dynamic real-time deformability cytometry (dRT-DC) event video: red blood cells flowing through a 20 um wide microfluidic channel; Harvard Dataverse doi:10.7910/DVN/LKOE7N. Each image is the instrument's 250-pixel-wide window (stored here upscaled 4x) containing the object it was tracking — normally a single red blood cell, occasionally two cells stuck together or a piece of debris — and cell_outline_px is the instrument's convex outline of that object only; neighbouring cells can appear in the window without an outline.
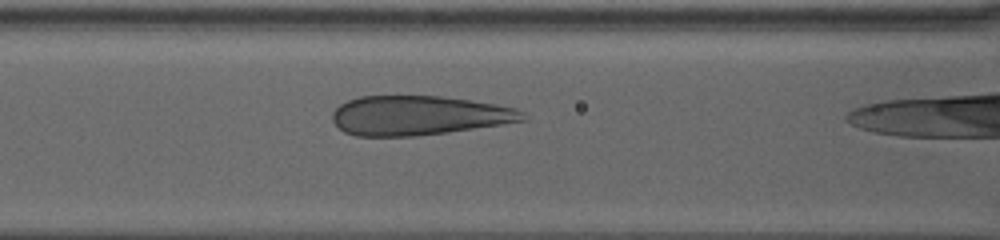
{"species": "human", "species_latin": "Homo sapiens", "temperature_condition": "warm", "stored_images_in_passage": 37, "camera_frame_rate_fps": 3000, "um_per_image_px": 0.085, "donor": {"sex": "female"}, "frame": {"image": 1, "passage_image": 6, "time_ms": 1.667, "image_size_px": [1000, 240], "cell_outline_px": [[512, 120], [492, 124], [440, 132], [400, 136], [364, 136], [348, 132], [340, 128], [336, 124], [336, 108], [352, 100], [364, 96], [432, 96], [464, 100], [488, 104], [508, 108]], "centroid_in_image_um": [35.26, 9.8], "position_along_channel_um": 131.3, "area_um2": 39.82}}
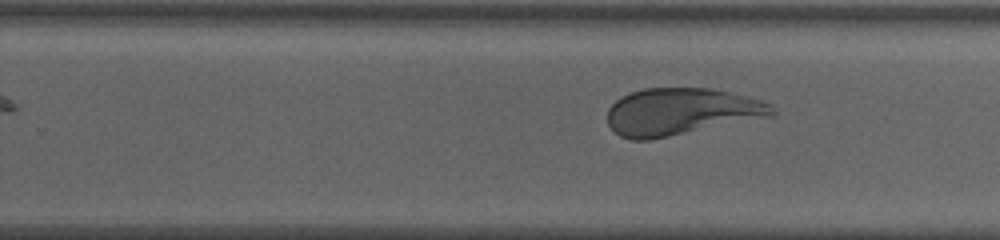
{"frame": {"image": 2, "passage_image": 21, "time_ms": 6.667, "image_size_px": [1000, 240], "cell_outline_px": [[764, 104], [760, 112], [664, 136], [636, 140], [624, 136], [616, 132], [612, 128], [608, 120], [608, 112], [612, 104], [624, 96], [632, 92], [648, 88], [700, 88], [720, 92]], "centroid_in_image_um": [57.35, 9.44], "position_along_channel_um": 272.4, "area_um2": 39.25}}
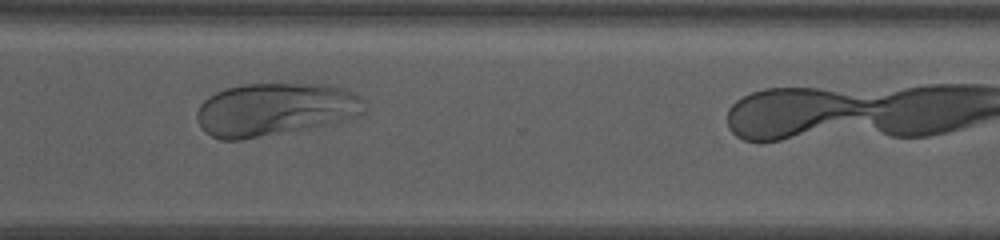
{"frame": {"image": 3, "passage_image": 29, "time_ms": 9.333, "image_size_px": [1000, 240], "cell_outline_px": [[316, 88], [308, 108], [272, 128], [264, 132], [252, 136], [236, 140], [224, 140], [212, 136], [200, 124], [200, 108], [212, 96], [220, 92], [232, 88], [256, 84], [280, 84]], "centroid_in_image_um": [21.48, 9.3], "position_along_channel_um": 349.1, "area_um2": 32.89}}